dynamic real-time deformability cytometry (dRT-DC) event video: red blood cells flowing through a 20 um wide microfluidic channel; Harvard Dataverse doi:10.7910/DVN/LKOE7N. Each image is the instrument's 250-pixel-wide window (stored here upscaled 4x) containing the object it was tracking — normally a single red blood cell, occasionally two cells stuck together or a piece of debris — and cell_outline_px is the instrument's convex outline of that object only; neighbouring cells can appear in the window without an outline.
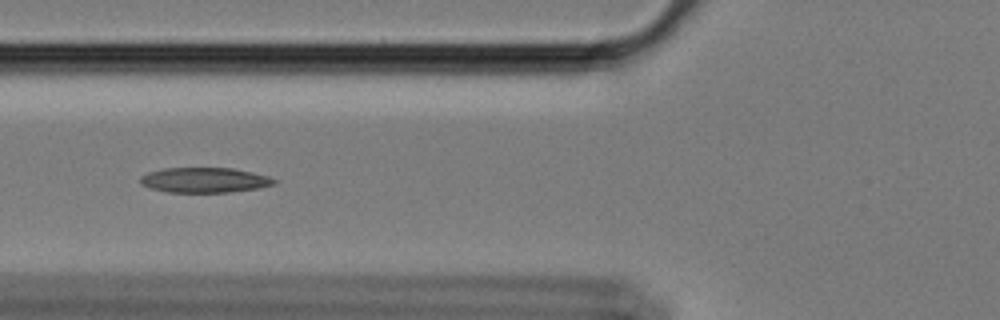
{"species": "Egyptian fruit bat (a non-hibernating species)", "species_latin": "Rousettus aegyptiacus", "temperature_condition": "cold", "stored_images_in_passage": 43, "camera_frame_rate_fps": 3000, "um_per_image_px": 0.085, "animal": {"sex": "female"}, "frame": {"image": 1, "passage_image": 7, "time_ms": 2.0, "image_size_px": [1000, 320], "cell_outline_px": [[276, 184], [260, 188], [228, 192], [168, 192], [152, 188], [140, 184], [140, 176], [148, 172], [164, 168], [232, 168], [252, 172], [268, 176], [276, 180]], "centroid_in_image_um": [17.39, 15.3], "position_along_channel_um": 108.4, "area_um2": 19.54}}
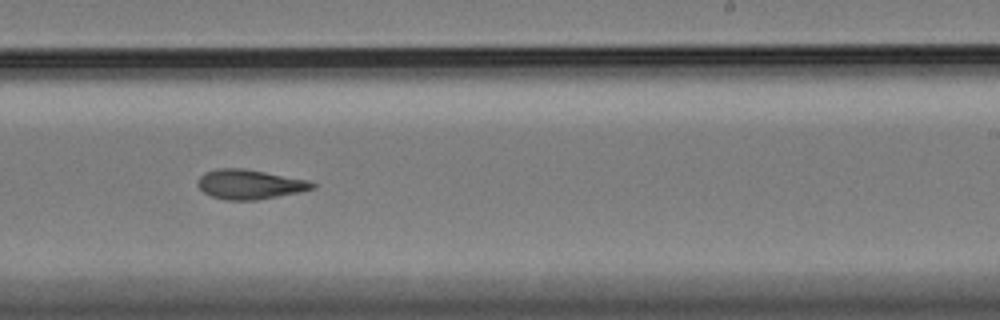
{"frame": {"image": 2, "passage_image": 21, "time_ms": 6.667, "image_size_px": [1000, 320], "cell_outline_px": [[316, 188], [300, 192], [256, 200], [224, 200], [212, 196], [204, 192], [196, 184], [200, 176], [204, 172], [216, 168], [244, 168], [308, 180], [316, 184]], "centroid_in_image_um": [21.21, 15.66], "position_along_channel_um": 267.8, "area_um2": 19.83}}
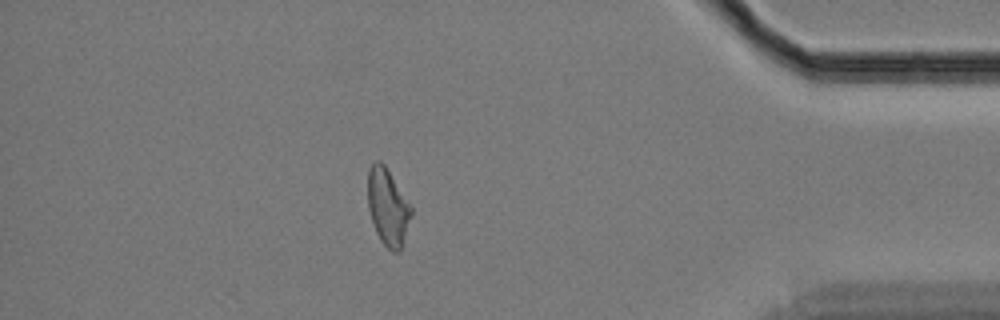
{"frame": {"image": 3, "passage_image": 36, "time_ms": 11.667, "image_size_px": [1000, 320], "cell_outline_px": [[412, 212], [400, 252], [392, 252], [380, 240], [376, 232], [368, 208], [368, 168], [376, 160], [380, 160], [384, 164], [412, 208]], "centroid_in_image_um": [32.94, 17.6], "position_along_channel_um": 402.3, "area_um2": 19.13}, "authors_computed_cell_mechanics": {"area_um2": 19.5364, "velocity_mm_per_s": 3.4109, "shape_relaxation_time_tau1_ms": null, "shape_relaxation_time_tau2_ms": 3.2711, "deformation_change_tau1": null, "deformation_change_tau2": 0.111}}